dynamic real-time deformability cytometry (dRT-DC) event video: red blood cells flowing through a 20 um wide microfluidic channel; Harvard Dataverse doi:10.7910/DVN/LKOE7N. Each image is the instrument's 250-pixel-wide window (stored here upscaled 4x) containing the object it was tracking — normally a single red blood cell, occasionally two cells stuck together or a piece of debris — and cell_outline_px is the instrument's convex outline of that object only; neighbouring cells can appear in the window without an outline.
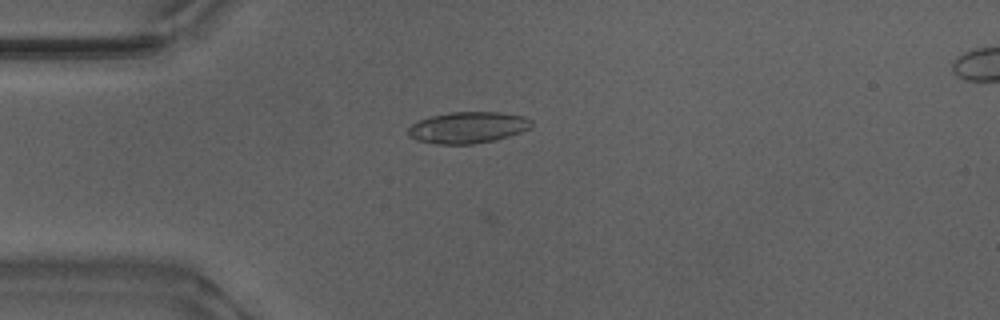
{"species": "Egyptian fruit bat (a non-hibernating species)", "species_latin": "Rousettus aegyptiacus", "temperature_condition": "warm", "stored_images_in_passage": 46, "camera_frame_rate_fps": 3000, "um_per_image_px": 0.085, "animal": {"sex": "male"}, "frame": {"image": 1, "passage_image": 7, "time_ms": 2.0, "image_size_px": [1000, 320], "cell_outline_px": [[532, 124], [528, 128], [520, 132], [508, 136], [492, 140], [472, 144], [436, 144], [416, 140], [408, 136], [408, 128], [412, 124], [420, 120], [432, 116], [448, 112], [500, 112], [524, 116], [532, 120]], "centroid_in_image_um": [39.74, 10.83], "position_along_channel_um": 45.3, "area_um2": 22.43}}
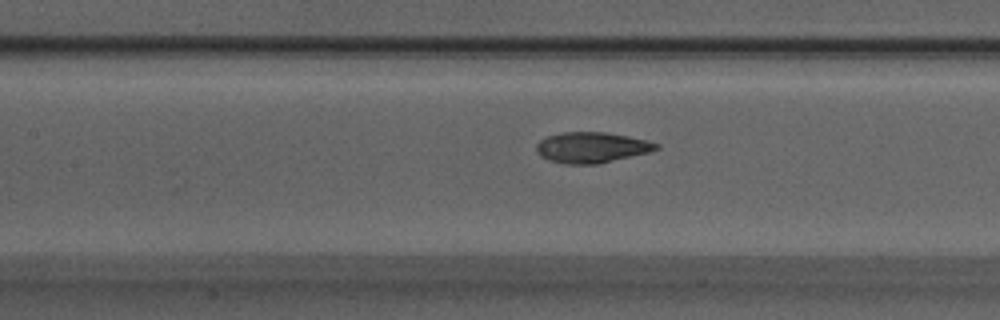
{"frame": {"image": 2, "passage_image": 17, "time_ms": 5.333, "image_size_px": [1000, 320], "cell_outline_px": [[660, 148], [648, 152], [596, 164], [564, 164], [548, 160], [540, 156], [536, 152], [536, 144], [540, 140], [548, 136], [564, 132], [604, 132], [628, 136], [648, 140], [660, 144]], "centroid_in_image_um": [50.27, 12.53], "position_along_channel_um": 157.1, "area_um2": 21.39}}
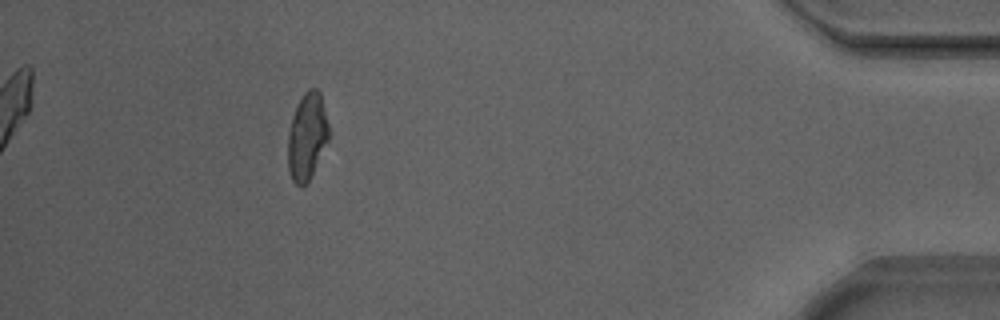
{"frame": {"image": 3, "passage_image": 41, "time_ms": 13.333, "image_size_px": [1000, 320], "cell_outline_px": [[328, 140], [308, 180], [300, 188], [292, 180], [288, 168], [288, 132], [292, 116], [304, 92], [308, 88], [316, 88], [320, 92], [328, 124]], "centroid_in_image_um": [26.08, 11.58], "position_along_channel_um": 409.1, "area_um2": 20.29}, "authors_computed_cell_mechanics": {"area_um2": 21.0392, "velocity_mm_per_s": 3.8798, "shape_relaxation_time_tau1_ms": 4.0184, "shape_relaxation_time_tau2_ms": 1.3896, "deformation_change_tau1": 0.1582, "deformation_change_tau2": 0.064}}